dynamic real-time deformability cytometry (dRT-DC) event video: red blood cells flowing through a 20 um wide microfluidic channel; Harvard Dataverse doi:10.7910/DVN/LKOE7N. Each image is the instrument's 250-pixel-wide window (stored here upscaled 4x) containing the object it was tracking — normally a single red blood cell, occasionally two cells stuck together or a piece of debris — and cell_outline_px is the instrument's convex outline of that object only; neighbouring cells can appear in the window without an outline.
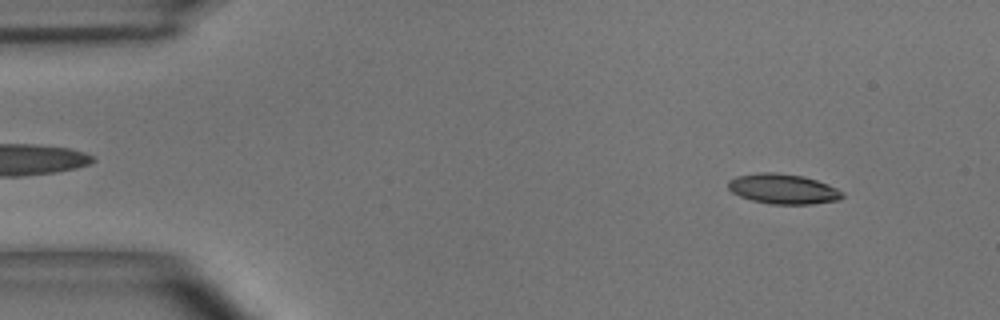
{"species": "common noctule bat (a hibernating species)", "species_latin": "Nyctalus noctula", "temperature_condition": "room temperature", "stored_images_in_passage": 50, "camera_frame_rate_fps": 3000, "um_per_image_px": 0.085, "animal": {"sex": "male", "body_mass_g": 15.6}, "frame": {"image": 1, "passage_image": 5, "time_ms": 1.333, "image_size_px": [1000, 320], "cell_outline_px": [[844, 196], [840, 200], [812, 204], [768, 204], [752, 200], [740, 196], [732, 192], [728, 188], [728, 180], [736, 176], [756, 172], [776, 172], [804, 176], [828, 184], [844, 192]], "centroid_in_image_um": [66.56, 16.05], "position_along_channel_um": 18.4, "area_um2": 20.23}}
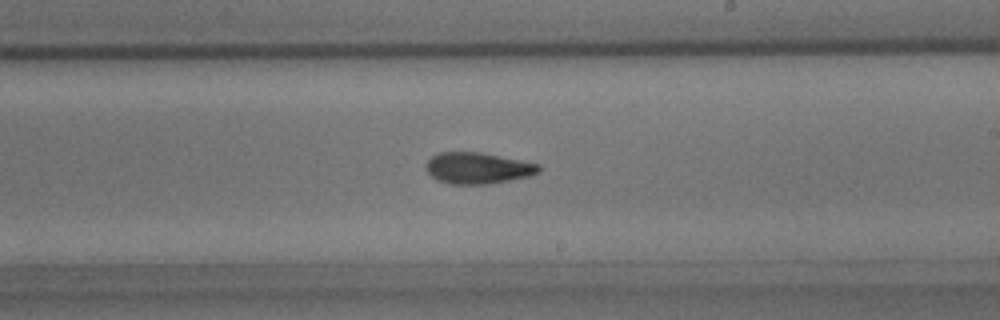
{"frame": {"image": 2, "passage_image": 29, "time_ms": 9.333, "image_size_px": [1000, 320], "cell_outline_px": [[540, 172], [528, 176], [488, 184], [448, 184], [436, 180], [424, 168], [428, 160], [432, 156], [440, 152], [480, 152], [540, 164]], "centroid_in_image_um": [40.58, 14.29], "position_along_channel_um": 248.4, "area_um2": 20.52}}
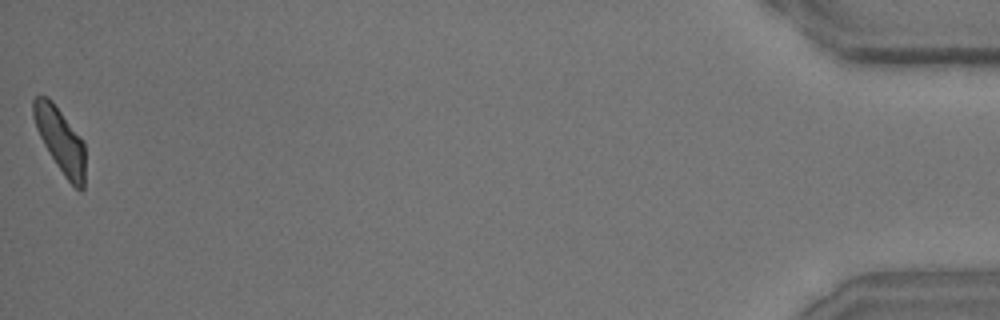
{"frame": {"image": 3, "passage_image": 50, "time_ms": 16.333, "image_size_px": [1000, 320], "cell_outline_px": [[84, 188], [80, 192], [64, 176], [44, 144], [36, 128], [32, 116], [32, 100], [36, 96], [48, 96], [52, 100], [84, 140]], "centroid_in_image_um": [5.12, 11.87], "position_along_channel_um": 430.1, "area_um2": 19.54}, "authors_computed_cell_mechanics": {"area_um2": 20.3456, "velocity_mm_per_s": 3.9515, "shape_relaxation_time_tau1_ms": 5.7113, "shape_relaxation_time_tau2_ms": 1.8783, "deformation_change_tau1": 0.1939, "deformation_change_tau2": 0.0952}}